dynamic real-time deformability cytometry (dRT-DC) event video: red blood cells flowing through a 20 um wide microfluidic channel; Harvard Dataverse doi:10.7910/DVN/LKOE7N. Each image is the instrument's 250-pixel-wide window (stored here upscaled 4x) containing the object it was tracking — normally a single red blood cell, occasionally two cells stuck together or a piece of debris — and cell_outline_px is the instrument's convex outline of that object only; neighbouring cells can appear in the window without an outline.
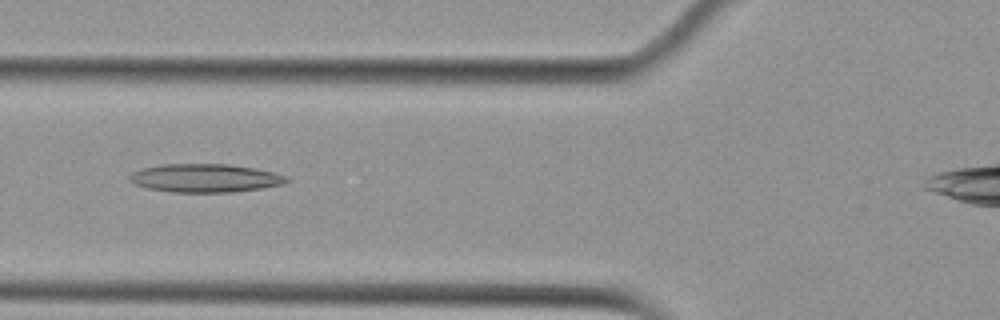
{"species": "Egyptian fruit bat (a non-hibernating species)", "species_latin": "Rousettus aegyptiacus", "temperature_condition": "cold", "stored_images_in_passage": 35, "camera_frame_rate_fps": 3000, "um_per_image_px": 0.085, "animal": {"sex": "female"}, "frame": {"image": 1, "passage_image": 5, "time_ms": 1.333, "image_size_px": [1000, 320], "cell_outline_px": [[292, 180], [284, 184], [260, 188], [232, 192], [172, 192], [148, 188], [132, 184], [128, 180], [128, 176], [132, 172], [140, 168], [160, 164], [228, 164], [256, 168], [272, 172], [284, 176]], "centroid_in_image_um": [17.38, 15.13], "position_along_channel_um": 108.4, "area_um2": 26.13}}
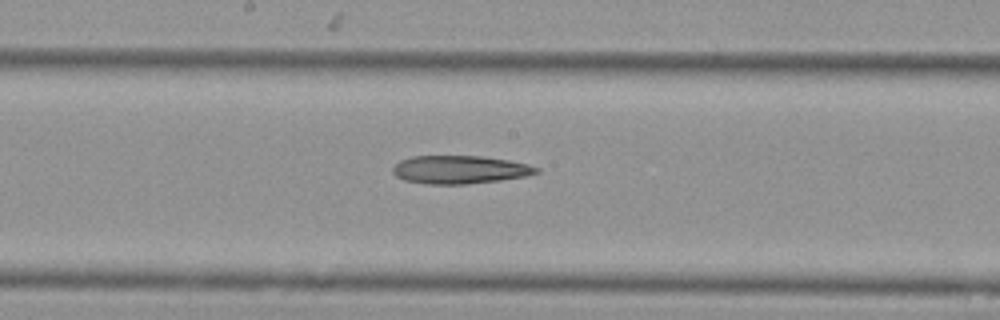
{"frame": {"image": 2, "passage_image": 13, "time_ms": 4.0, "image_size_px": [1000, 320], "cell_outline_px": [[540, 172], [524, 176], [500, 180], [464, 184], [428, 184], [404, 180], [396, 176], [392, 172], [392, 168], [400, 160], [412, 156], [484, 156], [508, 160], [528, 164], [540, 168]], "centroid_in_image_um": [39.07, 14.41], "position_along_channel_um": 209.1, "area_um2": 23.52}}
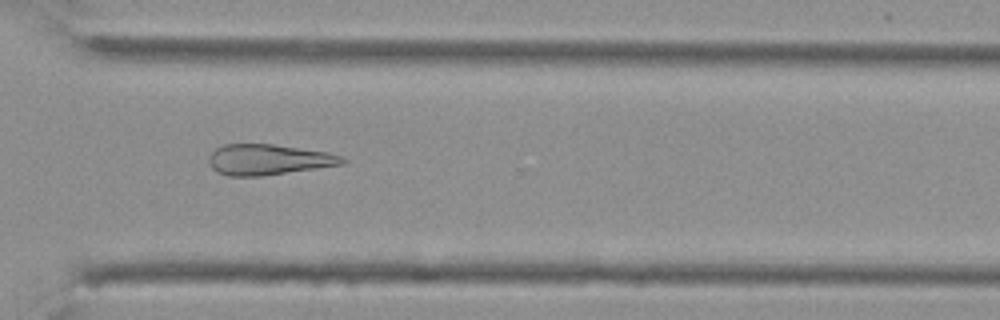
{"frame": {"image": 3, "passage_image": 24, "time_ms": 7.667, "image_size_px": [1000, 320], "cell_outline_px": [[348, 160], [344, 164], [264, 176], [228, 176], [216, 172], [212, 168], [208, 160], [208, 156], [216, 148], [224, 144], [272, 144], [328, 152], [340, 156]], "centroid_in_image_um": [22.8, 13.57], "position_along_channel_um": 347.8, "area_um2": 23.93}}